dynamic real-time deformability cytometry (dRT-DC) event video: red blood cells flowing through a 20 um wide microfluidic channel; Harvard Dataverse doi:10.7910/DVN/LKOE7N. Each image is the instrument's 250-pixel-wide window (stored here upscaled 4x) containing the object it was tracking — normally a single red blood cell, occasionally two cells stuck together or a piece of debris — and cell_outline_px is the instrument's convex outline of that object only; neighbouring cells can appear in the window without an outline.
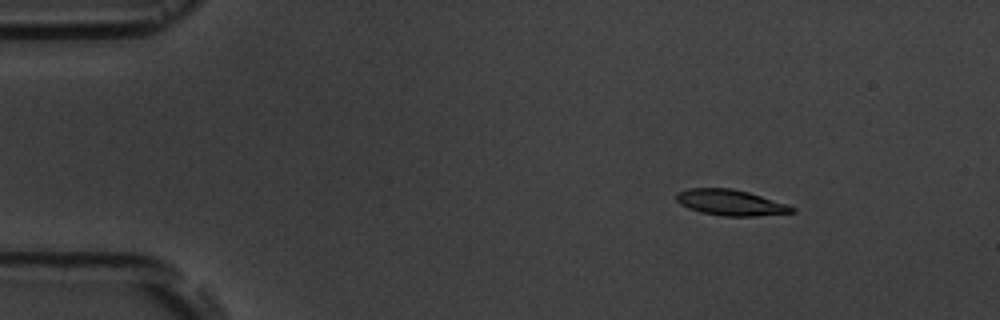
{"species": "common noctule bat (a hibernating species)", "species_latin": "Nyctalus noctula", "temperature_condition": "room temperature", "stored_images_in_passage": 7, "camera_frame_rate_fps": 3000, "um_per_image_px": 0.085, "animal": {"sex": "male", "body_mass_g": 19.5, "forearm_length_mm": 54.6}, "frame": {"image": 1, "passage_image": 3, "time_ms": 2.333, "image_size_px": [1000, 320], "cell_outline_px": [[796, 212], [756, 216], [724, 216], [700, 212], [688, 208], [680, 204], [676, 200], [676, 192], [688, 188], [732, 188], [748, 192], [788, 204], [796, 208]], "centroid_in_image_um": [62.1, 17.21], "position_along_channel_um": 22.9, "area_um2": 17.51}}
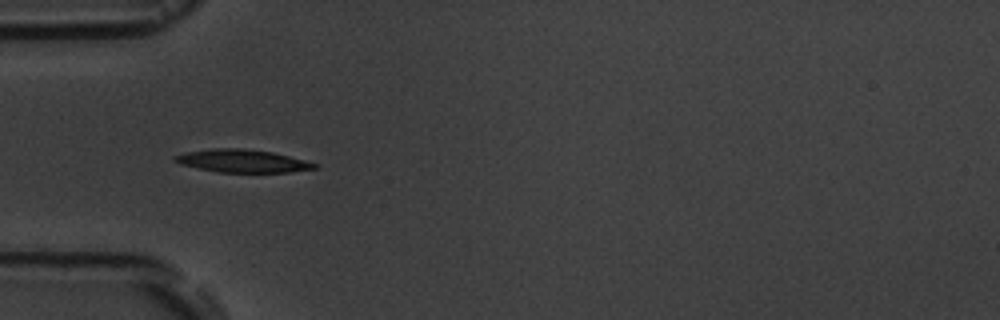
{"frame": {"image": 2, "passage_image": 6, "time_ms": 5.667, "image_size_px": [1000, 320], "cell_outline_px": [[320, 164], [316, 168], [288, 172], [220, 172], [180, 164], [172, 160], [172, 156], [188, 152], [212, 148], [240, 148], [272, 152]], "centroid_in_image_um": [20.59, 13.68], "position_along_channel_um": 64.4, "area_um2": 18.38}}
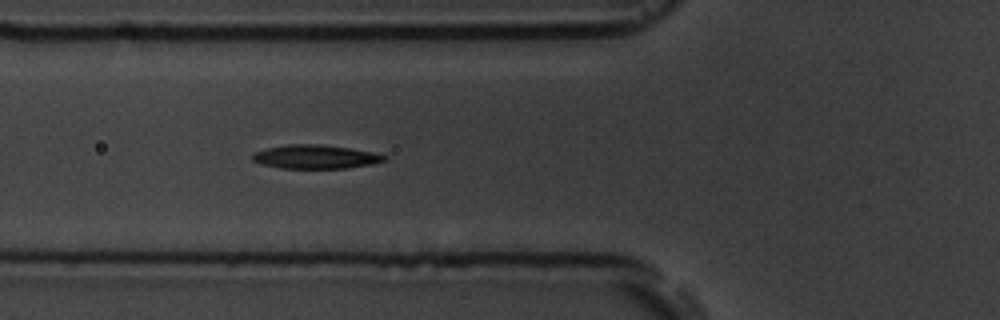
{"frame": {"image": 3, "passage_image": 7, "time_ms": 6.667, "image_size_px": [1000, 320], "cell_outline_px": [[388, 160], [372, 164], [348, 168], [280, 168], [260, 164], [252, 160], [252, 152], [268, 148], [288, 144], [320, 144], [348, 148], [372, 152], [388, 156]], "centroid_in_image_um": [26.81, 13.33], "position_along_channel_um": 99.0, "area_um2": 18.32}}